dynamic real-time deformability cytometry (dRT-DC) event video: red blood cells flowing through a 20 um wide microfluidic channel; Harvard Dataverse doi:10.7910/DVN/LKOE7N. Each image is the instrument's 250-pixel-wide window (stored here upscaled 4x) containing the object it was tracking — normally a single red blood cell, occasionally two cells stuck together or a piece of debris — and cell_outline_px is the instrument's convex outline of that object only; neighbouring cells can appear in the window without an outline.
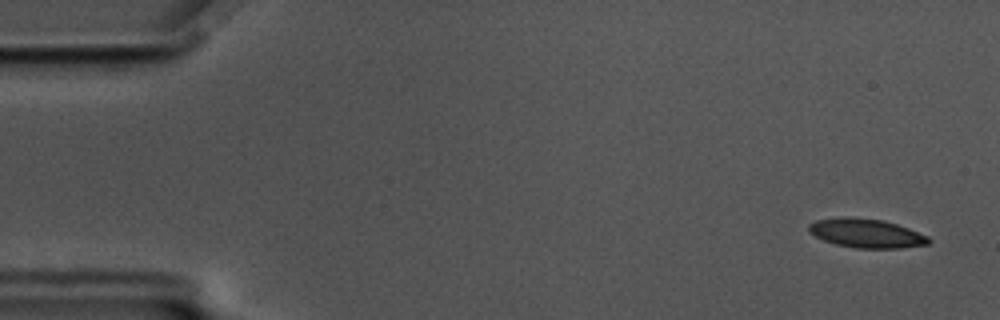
{"species": "common noctule bat (a hibernating species)", "species_latin": "Nyctalus noctula", "temperature_condition": "cold", "stored_images_in_passage": 18, "camera_frame_rate_fps": 3000, "um_per_image_px": 0.085, "animal": {"sex": "male", "body_mass_g": 17.5, "forearm_length_mm": 52.3}, "frame": {"image": 1, "passage_image": 3, "time_ms": 0.667, "image_size_px": [1000, 320], "cell_outline_px": [[932, 240], [928, 244], [900, 248], [856, 248], [836, 244], [824, 240], [808, 232], [808, 224], [816, 220], [840, 216], [848, 216], [884, 220], [908, 228], [928, 236]], "centroid_in_image_um": [73.62, 19.81], "position_along_channel_um": 11.4, "area_um2": 20.35}}